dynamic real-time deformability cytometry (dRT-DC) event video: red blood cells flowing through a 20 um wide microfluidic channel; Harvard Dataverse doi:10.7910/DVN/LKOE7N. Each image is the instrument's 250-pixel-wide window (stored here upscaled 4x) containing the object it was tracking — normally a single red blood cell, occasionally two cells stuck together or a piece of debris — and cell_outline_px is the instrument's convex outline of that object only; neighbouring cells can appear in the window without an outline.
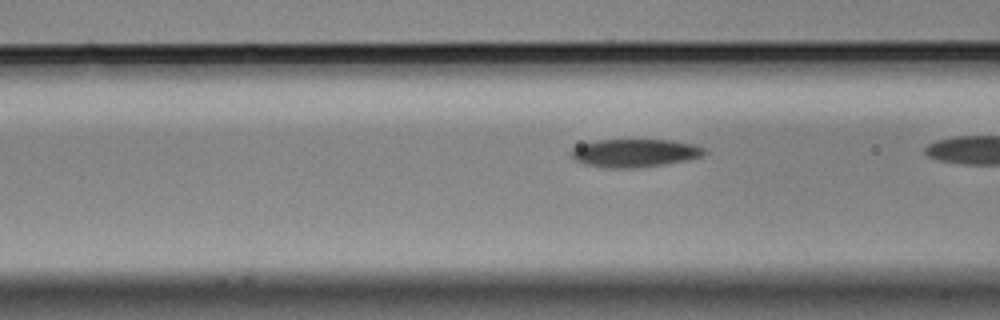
{"species": "Egyptian fruit bat (a non-hibernating species)", "species_latin": "Rousettus aegyptiacus", "temperature_condition": "cold", "stored_images_in_passage": 21, "camera_frame_rate_fps": 3000, "um_per_image_px": 0.085, "animal": {"sex": "male"}, "frame": {"image": 1, "passage_image": 4, "time_ms": 1.0, "image_size_px": [1000, 320], "cell_outline_px": [[708, 152], [700, 156], [688, 160], [640, 168], [604, 168], [584, 164], [572, 160], [568, 152], [572, 148], [596, 140], [672, 140], [692, 144], [704, 148]], "centroid_in_image_um": [53.9, 13.02], "position_along_channel_um": 112.7, "area_um2": 22.02}}
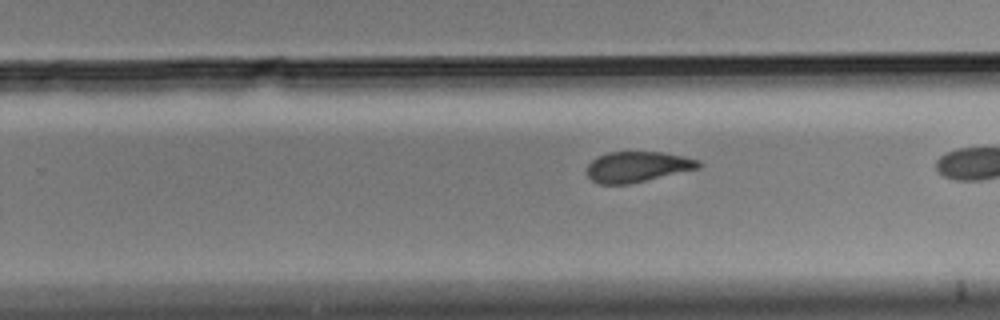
{"frame": {"image": 2, "passage_image": 18, "time_ms": 5.667, "image_size_px": [1000, 320], "cell_outline_px": [[704, 164], [700, 168], [628, 184], [600, 184], [592, 180], [588, 176], [588, 164], [592, 160], [608, 152], [664, 152], [700, 160]], "centroid_in_image_um": [54.22, 14.17], "position_along_channel_um": 275.6, "area_um2": 19.77}}